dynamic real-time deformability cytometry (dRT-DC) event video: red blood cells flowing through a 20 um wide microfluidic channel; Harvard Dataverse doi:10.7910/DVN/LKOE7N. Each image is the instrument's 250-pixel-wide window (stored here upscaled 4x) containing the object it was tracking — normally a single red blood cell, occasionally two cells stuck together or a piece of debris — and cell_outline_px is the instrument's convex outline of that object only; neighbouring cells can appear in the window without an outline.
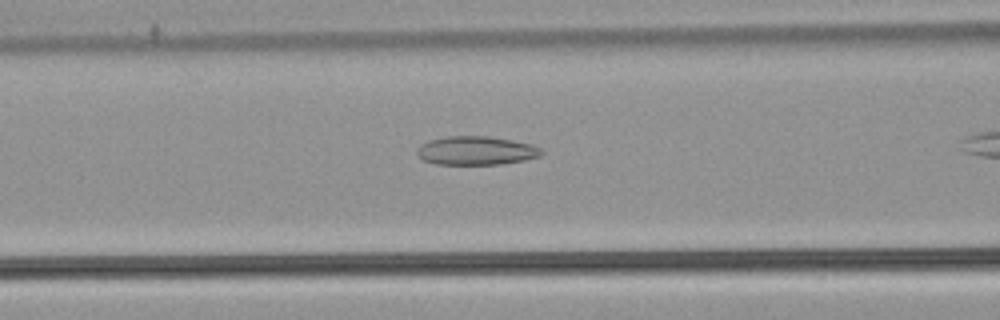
{"species": "common noctule bat (a hibernating species)", "species_latin": "Nyctalus noctula", "temperature_condition": "warm", "stored_images_in_passage": 29, "camera_frame_rate_fps": 3000, "um_per_image_px": 0.085, "animal": {"sex": "male", "body_mass_g": 21.5, "forearm_length_mm": 52.0}, "frame": {"image": 1, "passage_image": 9, "time_ms": 2.667, "image_size_px": [1000, 320], "cell_outline_px": [[544, 152], [540, 156], [524, 160], [500, 164], [436, 164], [424, 160], [416, 156], [416, 148], [420, 144], [428, 140], [444, 136], [488, 136], [512, 140], [532, 144], [540, 148]], "centroid_in_image_um": [40.43, 12.79], "position_along_channel_um": 126.2, "area_um2": 20.98}}
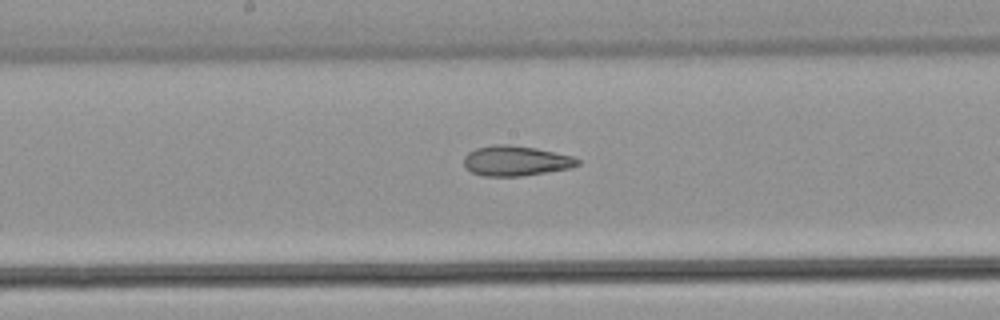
{"frame": {"image": 2, "passage_image": 15, "time_ms": 4.667, "image_size_px": [1000, 320], "cell_outline_px": [[580, 164], [572, 168], [520, 176], [484, 176], [472, 172], [464, 168], [464, 156], [468, 152], [476, 148], [492, 144], [508, 144], [536, 148], [572, 156], [580, 160]], "centroid_in_image_um": [43.82, 13.66], "position_along_channel_um": 204.4, "area_um2": 20.06}}
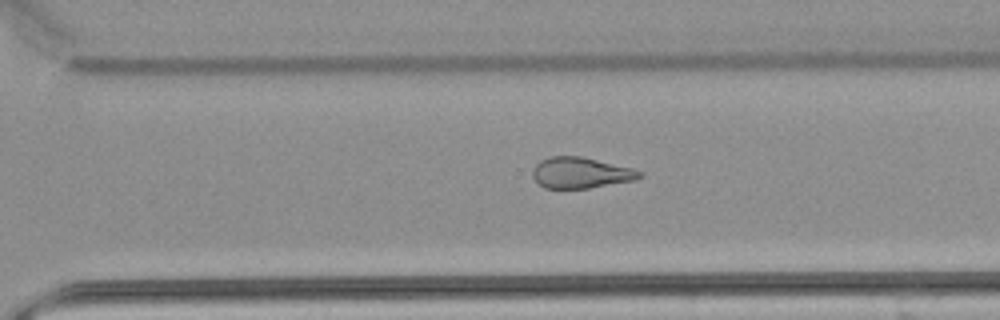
{"frame": {"image": 3, "passage_image": 24, "time_ms": 7.667, "image_size_px": [1000, 320], "cell_outline_px": [[644, 176], [636, 180], [588, 188], [544, 188], [532, 176], [532, 168], [540, 160], [548, 156], [580, 156], [632, 168], [644, 172]], "centroid_in_image_um": [49.37, 14.68], "position_along_channel_um": 321.2, "area_um2": 19.36}}